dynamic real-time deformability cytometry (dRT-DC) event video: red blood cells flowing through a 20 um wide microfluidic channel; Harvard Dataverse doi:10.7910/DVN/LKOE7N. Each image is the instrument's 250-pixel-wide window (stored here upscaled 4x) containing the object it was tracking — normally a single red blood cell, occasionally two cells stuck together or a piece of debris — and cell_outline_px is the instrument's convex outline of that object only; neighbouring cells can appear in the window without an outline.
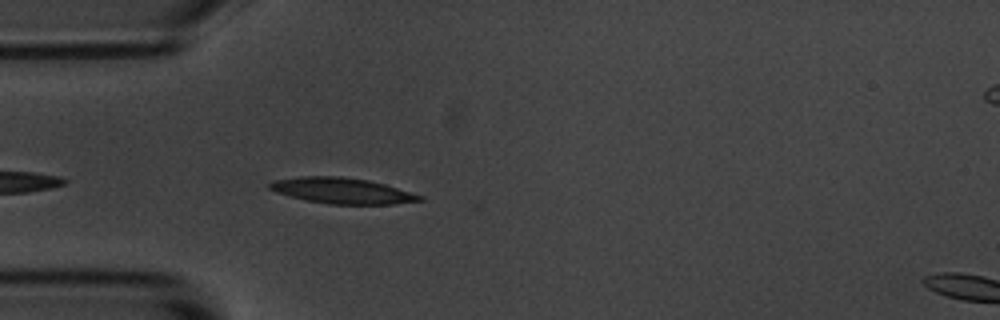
{"species": "common noctule bat (a hibernating species)", "species_latin": "Nyctalus noctula", "temperature_condition": "room temperature", "stored_images_in_passage": 6, "camera_frame_rate_fps": 3000, "um_per_image_px": 0.085, "animal": {"sex": "male", "body_mass_g": 20.1, "forearm_length_mm": 53.5}, "frame": {"image": 1, "passage_image": 5, "time_ms": 4.333, "image_size_px": [1000, 320], "cell_outline_px": [[424, 200], [396, 204], [328, 204], [304, 200], [276, 192], [268, 188], [268, 184], [272, 180], [300, 176], [340, 176], [368, 180], [384, 184], [424, 196]], "centroid_in_image_um": [29.05, 16.21], "position_along_channel_um": 55.9, "area_um2": 22.66}}